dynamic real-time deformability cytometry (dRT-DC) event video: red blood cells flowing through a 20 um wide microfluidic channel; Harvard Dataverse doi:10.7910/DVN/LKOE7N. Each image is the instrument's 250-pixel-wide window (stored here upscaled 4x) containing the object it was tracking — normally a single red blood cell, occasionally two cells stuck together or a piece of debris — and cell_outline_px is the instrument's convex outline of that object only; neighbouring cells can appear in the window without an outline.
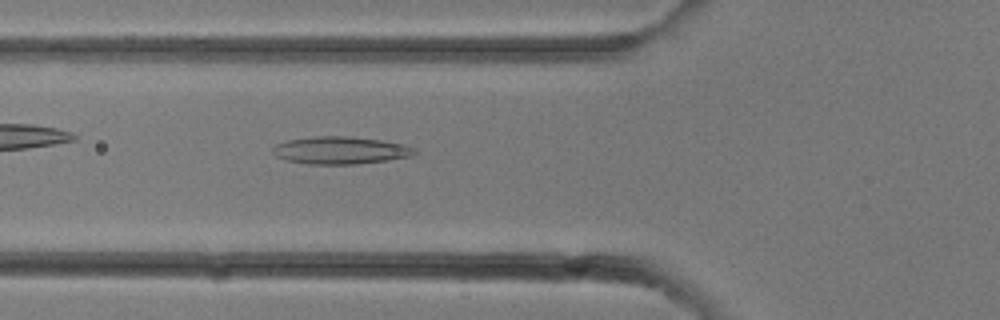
{"species": "common noctule bat (a hibernating species)", "species_latin": "Nyctalus noctula", "temperature_condition": "room temperature", "stored_images_in_passage": 10, "camera_frame_rate_fps": 3000, "um_per_image_px": 0.085, "animal": {"sex": "female"}, "frame": {"image": 1, "passage_image": 10, "time_ms": 3.0, "image_size_px": [1000, 320], "cell_outline_px": [[416, 152], [412, 156], [388, 160], [356, 164], [308, 164], [284, 160], [276, 156], [272, 152], [272, 148], [276, 144], [288, 140], [316, 136], [352, 136], [380, 140], [404, 144], [416, 148]], "centroid_in_image_um": [28.93, 12.78], "position_along_channel_um": 96.9, "area_um2": 22.83}}